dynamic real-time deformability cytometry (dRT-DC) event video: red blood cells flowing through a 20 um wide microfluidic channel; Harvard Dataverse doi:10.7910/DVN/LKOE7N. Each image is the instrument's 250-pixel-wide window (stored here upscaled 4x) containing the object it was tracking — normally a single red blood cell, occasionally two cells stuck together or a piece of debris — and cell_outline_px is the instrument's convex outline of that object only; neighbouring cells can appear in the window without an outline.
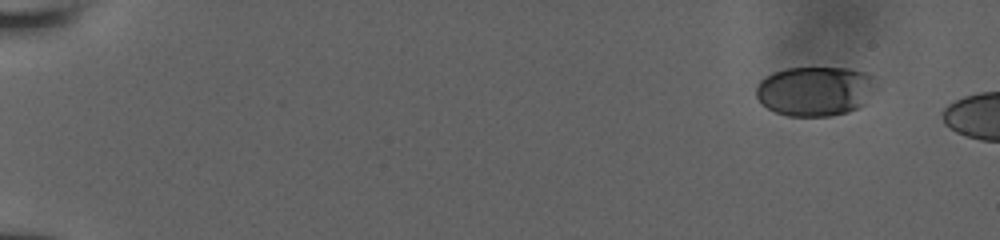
{"species": "human", "species_latin": "Homo sapiens", "temperature_condition": "room temperature", "stored_images_in_passage": 4, "camera_frame_rate_fps": 3000, "um_per_image_px": 0.085, "donor": {"sex": "male"}, "frame": {"image": 1, "passage_image": 1, "time_ms": 0.0, "image_size_px": [1000, 240], "cell_outline_px": [[880, 88], [864, 104], [848, 112], [828, 116], [788, 116], [776, 112], [768, 108], [756, 96], [756, 88], [760, 80], [772, 72], [788, 68], [848, 68], [864, 72], [876, 76]], "centroid_in_image_um": [69.37, 7.73], "position_along_channel_um": 15.6, "area_um2": 35.2}}